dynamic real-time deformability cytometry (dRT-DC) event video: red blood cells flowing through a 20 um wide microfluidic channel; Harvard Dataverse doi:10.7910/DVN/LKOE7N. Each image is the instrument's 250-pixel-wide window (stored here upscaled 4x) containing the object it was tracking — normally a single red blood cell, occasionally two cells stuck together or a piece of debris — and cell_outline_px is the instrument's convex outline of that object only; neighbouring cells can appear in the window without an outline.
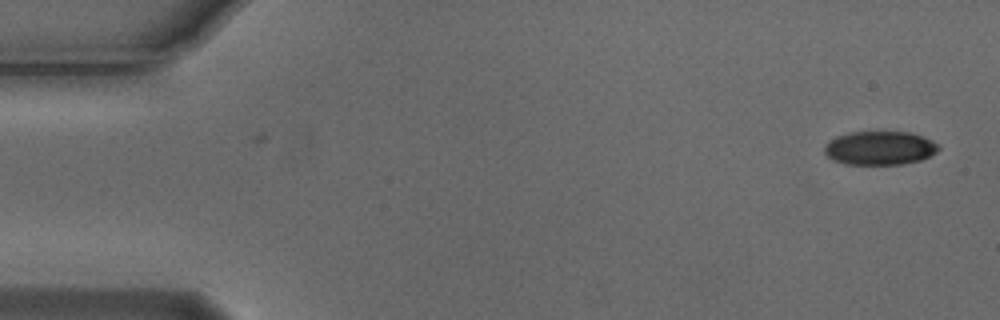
{"species": "Egyptian fruit bat (a non-hibernating species)", "species_latin": "Rousettus aegyptiacus", "temperature_condition": "cold", "stored_images_in_passage": 53, "camera_frame_rate_fps": 3000, "um_per_image_px": 0.085, "animal": {"sex": "male"}, "frame": {"image": 1, "passage_image": 1, "time_ms": 0.0, "image_size_px": [1000, 320], "cell_outline_px": [[940, 148], [936, 152], [920, 160], [900, 164], [844, 164], [832, 160], [824, 152], [824, 144], [828, 140], [836, 136], [848, 132], [912, 132], [932, 140], [940, 144]], "centroid_in_image_um": [74.75, 12.57], "position_along_channel_um": 10.2, "area_um2": 22.6}}
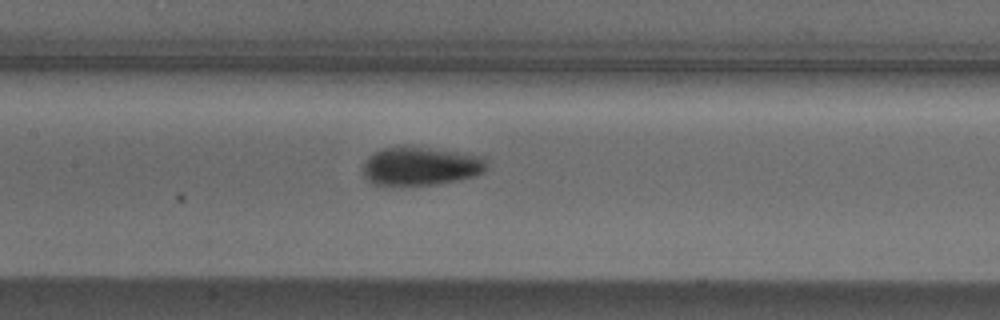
{"frame": {"image": 2, "passage_image": 24, "time_ms": 7.667, "image_size_px": [1000, 320], "cell_outline_px": [[488, 168], [484, 172], [476, 176], [436, 184], [372, 184], [360, 172], [360, 168], [364, 160], [372, 152], [380, 148], [396, 144], [412, 144], [484, 156], [488, 164]], "centroid_in_image_um": [35.71, 14.05], "position_along_channel_um": 171.7, "area_um2": 28.9}}
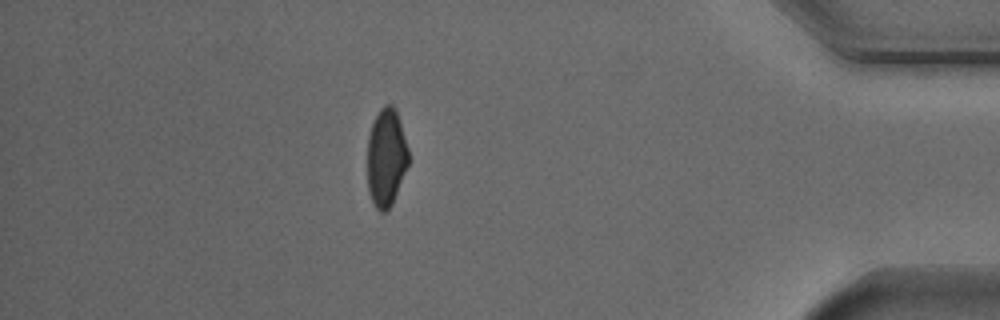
{"frame": {"image": 3, "passage_image": 46, "time_ms": 15.0, "image_size_px": [1000, 320], "cell_outline_px": [[408, 164], [392, 204], [384, 212], [380, 212], [376, 208], [372, 200], [368, 188], [368, 136], [372, 124], [380, 108], [384, 104], [392, 104], [396, 108], [408, 148]], "centroid_in_image_um": [32.83, 13.36], "position_along_channel_um": 402.4, "area_um2": 23.29}, "authors_computed_cell_mechanics": {"area_um2": 25.0852, "velocity_mm_per_s": 3.7794, "shape_relaxation_time_tau1_ms": 3.4269, "shape_relaxation_time_tau2_ms": null, "deformation_change_tau1": 0.1283, "deformation_change_tau2": null}}